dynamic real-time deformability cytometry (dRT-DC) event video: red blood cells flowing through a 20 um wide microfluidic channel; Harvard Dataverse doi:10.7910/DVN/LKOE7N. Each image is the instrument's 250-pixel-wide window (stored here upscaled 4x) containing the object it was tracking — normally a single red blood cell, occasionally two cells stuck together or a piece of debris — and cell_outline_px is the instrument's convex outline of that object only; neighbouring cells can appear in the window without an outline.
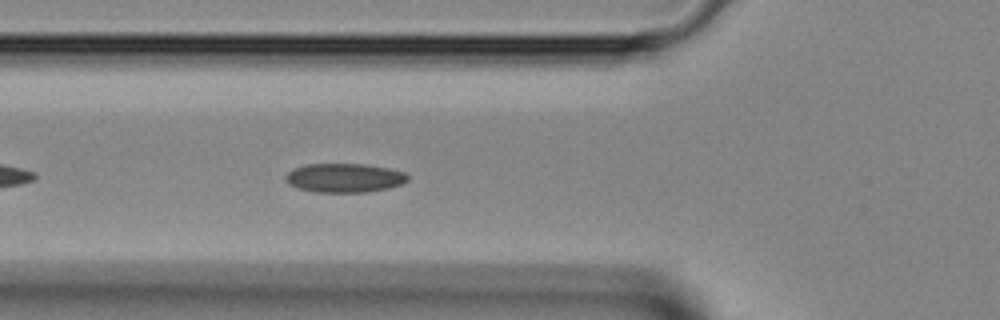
{"species": "Egyptian fruit bat (a non-hibernating species)", "species_latin": "Rousettus aegyptiacus", "temperature_condition": "room temperature", "stored_images_in_passage": 34, "camera_frame_rate_fps": 3000, "um_per_image_px": 0.085, "animal": {"sex": "female"}, "frame": {"image": 1, "passage_image": 5, "time_ms": 1.333, "image_size_px": [1000, 320], "cell_outline_px": [[408, 180], [400, 184], [388, 188], [368, 192], [316, 192], [300, 188], [288, 184], [284, 180], [284, 176], [288, 172], [304, 164], [368, 164], [388, 168], [404, 172], [408, 176]], "centroid_in_image_um": [29.26, 15.11], "position_along_channel_um": 96.5, "area_um2": 20.63}}
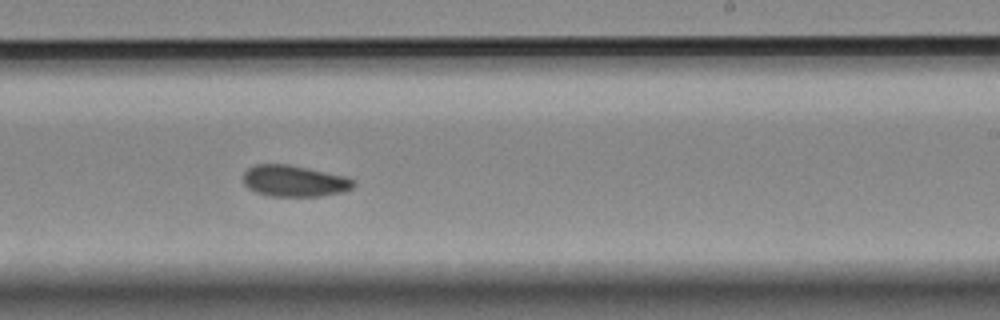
{"frame": {"image": 2, "passage_image": 16, "time_ms": 5.0, "image_size_px": [1000, 320], "cell_outline_px": [[356, 184], [352, 188], [340, 192], [320, 196], [268, 196], [256, 192], [248, 188], [244, 184], [244, 172], [248, 168], [256, 164], [288, 164], [344, 176], [356, 180]], "centroid_in_image_um": [25.0, 15.38], "position_along_channel_um": 264.0, "area_um2": 20.06}}
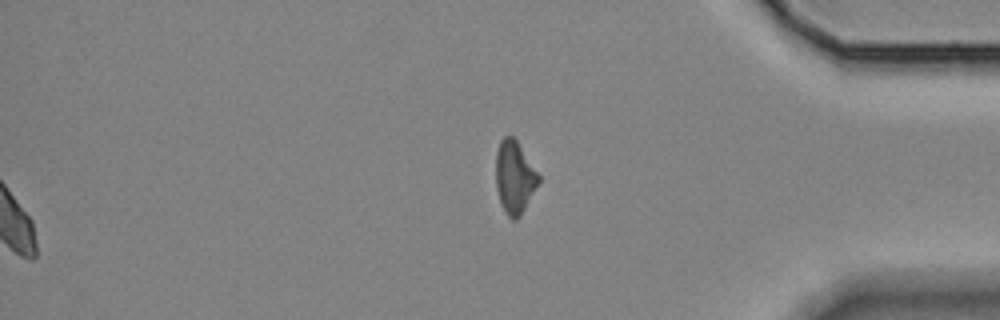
{"frame": {"image": 3, "passage_image": 34, "time_ms": 11.0, "image_size_px": [1000, 320], "cell_outline_px": [[540, 180], [520, 216], [516, 220], [512, 220], [508, 216], [500, 204], [496, 188], [496, 152], [500, 140], [504, 136], [512, 136], [516, 140], [540, 176]], "centroid_in_image_um": [43.71, 15.07], "position_along_channel_um": 391.5, "area_um2": 17.92}}